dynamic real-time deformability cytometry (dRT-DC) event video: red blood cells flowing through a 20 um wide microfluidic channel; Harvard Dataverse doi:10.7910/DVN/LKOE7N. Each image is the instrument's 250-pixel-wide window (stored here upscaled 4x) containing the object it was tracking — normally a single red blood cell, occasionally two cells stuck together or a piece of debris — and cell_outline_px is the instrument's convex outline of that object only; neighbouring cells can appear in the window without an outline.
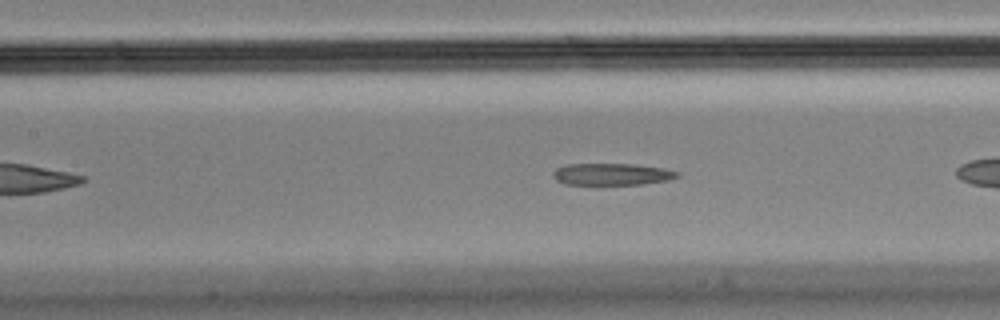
{"species": "Egyptian fruit bat (a non-hibernating species)", "species_latin": "Rousettus aegyptiacus", "temperature_condition": "cold", "stored_images_in_passage": 28, "camera_frame_rate_fps": 3000, "um_per_image_px": 0.085, "animal": {"sex": "male"}, "frame": {"image": 1, "passage_image": 9, "time_ms": 2.667, "image_size_px": [1000, 320], "cell_outline_px": [[680, 176], [668, 180], [640, 184], [564, 184], [556, 180], [552, 176], [552, 172], [556, 168], [564, 164], [636, 164], [664, 168], [676, 172]], "centroid_in_image_um": [51.96, 14.8], "position_along_channel_um": 155.4, "area_um2": 15.78}}
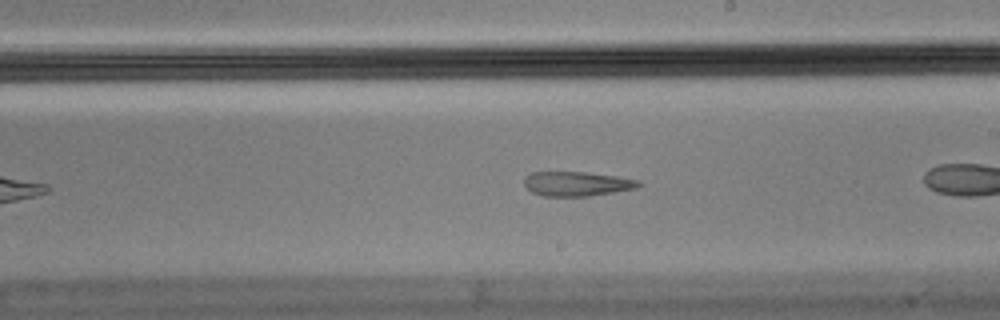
{"frame": {"image": 2, "passage_image": 16, "time_ms": 5.0, "image_size_px": [1000, 320], "cell_outline_px": [[640, 184], [636, 188], [588, 196], [544, 196], [532, 192], [524, 184], [524, 176], [532, 172], [584, 172], [616, 176], [640, 180]], "centroid_in_image_um": [49.0, 15.61], "position_along_channel_um": 240.0, "area_um2": 16.18}}